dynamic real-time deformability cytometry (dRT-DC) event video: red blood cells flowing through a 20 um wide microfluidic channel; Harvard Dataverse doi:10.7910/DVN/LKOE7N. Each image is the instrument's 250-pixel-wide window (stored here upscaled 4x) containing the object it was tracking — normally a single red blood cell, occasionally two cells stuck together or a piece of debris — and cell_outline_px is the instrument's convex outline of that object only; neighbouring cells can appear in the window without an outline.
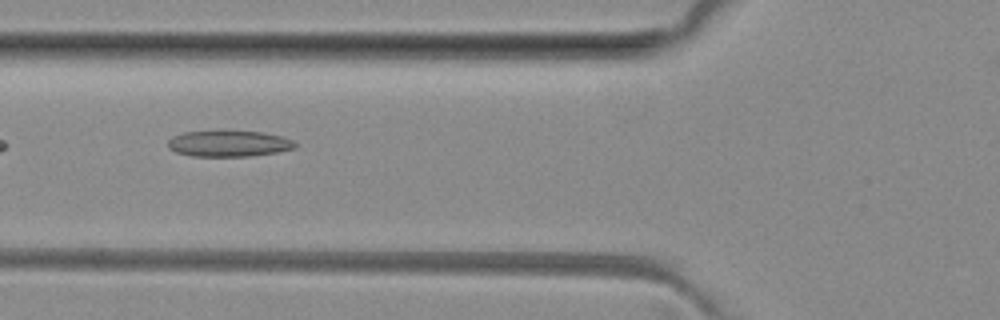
{"species": "common noctule bat (a hibernating species)", "species_latin": "Nyctalus noctula", "temperature_condition": "room temperature", "stored_images_in_passage": 2, "camera_frame_rate_fps": 3000, "um_per_image_px": 0.085, "animal": {"sex": "female", "body_mass_g": 29.2, "forearm_length_mm": 56.3}, "frame": {"image": 1, "passage_image": 2, "time_ms": 1.667, "image_size_px": [1000, 320], "cell_outline_px": [[296, 148], [276, 152], [252, 156], [192, 156], [176, 152], [168, 148], [168, 140], [172, 136], [184, 132], [220, 128], [260, 132], [280, 136], [292, 140], [296, 144]], "centroid_in_image_um": [19.39, 12.16], "position_along_channel_um": 106.4, "area_um2": 20.06}}